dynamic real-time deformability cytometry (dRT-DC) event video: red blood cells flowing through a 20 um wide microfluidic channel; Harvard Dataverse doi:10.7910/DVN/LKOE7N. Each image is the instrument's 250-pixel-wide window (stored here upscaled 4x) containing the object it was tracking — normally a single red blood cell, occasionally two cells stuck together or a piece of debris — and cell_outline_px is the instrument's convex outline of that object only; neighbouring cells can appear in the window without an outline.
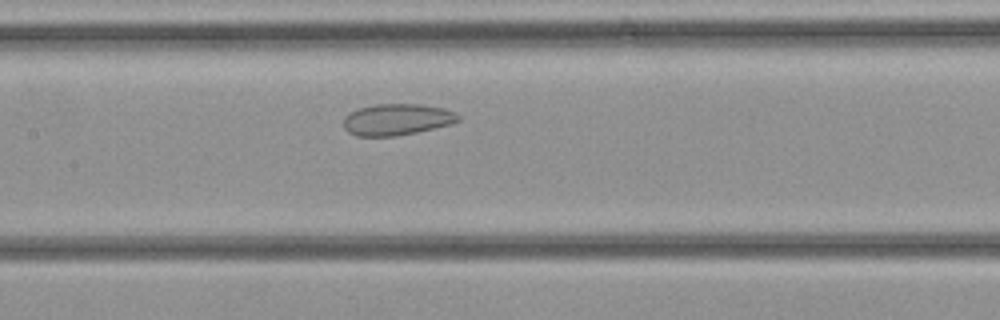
{"species": "common noctule bat (a hibernating species)", "species_latin": "Nyctalus noctula", "temperature_condition": "cold", "stored_images_in_passage": 23, "camera_frame_rate_fps": 3000, "um_per_image_px": 0.085, "animal": {"sex": "female", "body_mass_g": 21.9}, "frame": {"image": 1, "passage_image": 7, "time_ms": 2.0, "image_size_px": [1000, 320], "cell_outline_px": [[460, 120], [452, 124], [416, 132], [396, 136], [356, 136], [348, 132], [344, 128], [344, 116], [360, 108], [376, 104], [420, 104], [444, 108], [456, 112], [460, 116]], "centroid_in_image_um": [33.76, 10.16], "position_along_channel_um": 173.6, "area_um2": 21.04}}
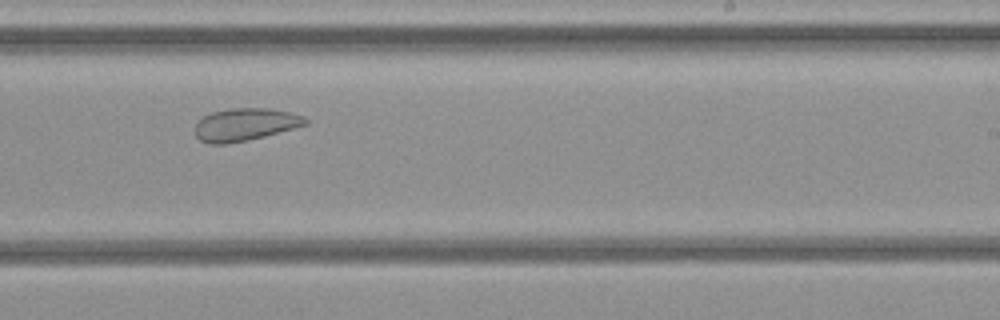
{"frame": {"image": 2, "passage_image": 12, "time_ms": 3.667, "image_size_px": [1000, 320], "cell_outline_px": [[308, 124], [264, 136], [248, 140], [228, 144], [208, 144], [200, 140], [196, 136], [196, 124], [204, 116], [212, 112], [232, 108], [268, 108], [288, 112], [304, 116], [308, 120]], "centroid_in_image_um": [20.83, 10.59], "position_along_channel_um": 268.2, "area_um2": 20.81}}
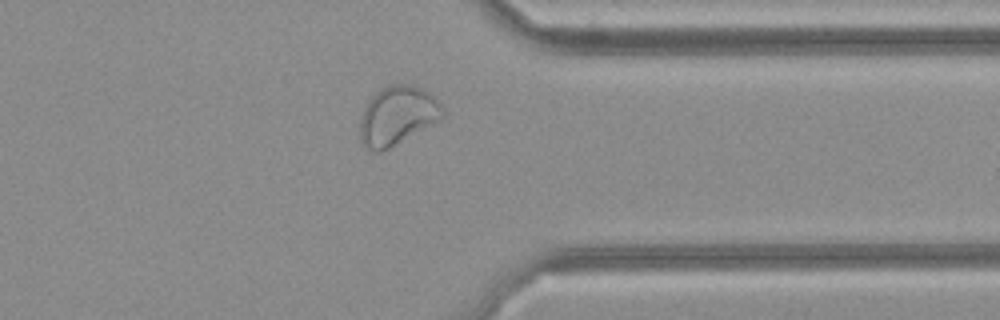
{"frame": {"image": 3, "passage_image": 18, "time_ms": 5.667, "image_size_px": [1000, 320], "cell_outline_px": [[444, 116], [440, 120], [388, 148], [380, 152], [372, 152], [364, 148], [360, 140], [360, 116], [368, 100], [376, 92], [388, 84], [408, 84], [420, 88], [428, 92], [444, 108]], "centroid_in_image_um": [33.74, 9.84], "position_along_channel_um": 377.7, "area_um2": 28.26}}